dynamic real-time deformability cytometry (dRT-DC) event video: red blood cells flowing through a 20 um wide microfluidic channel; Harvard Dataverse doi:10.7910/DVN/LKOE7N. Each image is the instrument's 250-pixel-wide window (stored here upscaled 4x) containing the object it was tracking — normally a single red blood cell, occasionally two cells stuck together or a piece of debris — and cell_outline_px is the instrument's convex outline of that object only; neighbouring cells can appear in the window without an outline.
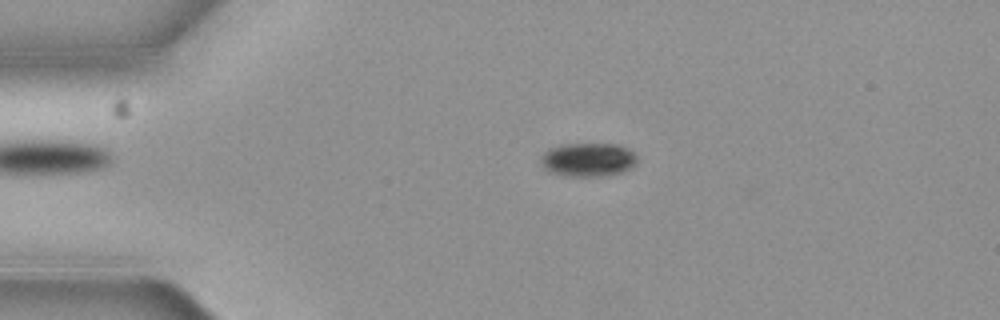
{"species": "common noctule bat (a hibernating species)", "species_latin": "Nyctalus noctula", "temperature_condition": "cold", "stored_images_in_passage": 4, "camera_frame_rate_fps": 3000, "um_per_image_px": 0.085, "animal": {"sex": "female", "body_mass_g": 19.3, "forearm_length_mm": 54.1}, "frame": {"image": 1, "passage_image": 3, "time_ms": 0.667, "image_size_px": [1000, 320], "cell_outline_px": [[636, 164], [632, 168], [620, 172], [596, 176], [568, 176], [552, 172], [544, 168], [540, 160], [540, 156], [548, 148], [564, 144], [616, 144], [632, 152], [636, 156]], "centroid_in_image_um": [49.95, 13.56], "position_along_channel_um": 35.1, "area_um2": 18.67}}